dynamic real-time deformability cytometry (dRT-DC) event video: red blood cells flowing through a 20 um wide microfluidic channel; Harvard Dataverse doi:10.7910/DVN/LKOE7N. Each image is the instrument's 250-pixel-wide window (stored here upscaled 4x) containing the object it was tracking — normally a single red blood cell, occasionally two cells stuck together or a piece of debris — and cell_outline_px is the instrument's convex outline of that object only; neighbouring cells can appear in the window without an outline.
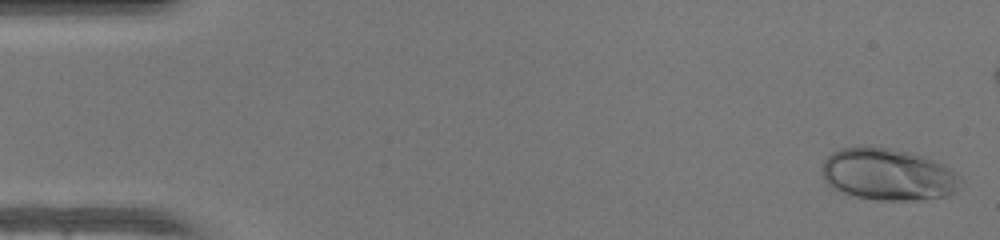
{"species": "human", "species_latin": "Homo sapiens", "temperature_condition": "warm", "stored_images_in_passage": 44, "camera_frame_rate_fps": 3000, "um_per_image_px": 0.085, "donor": {"sex": "female"}, "frame": {"image": 1, "passage_image": 2, "time_ms": 0.333, "image_size_px": [1000, 240], "cell_outline_px": [[960, 180], [956, 192], [944, 196], [908, 200], [884, 200], [856, 196], [840, 192], [832, 188], [828, 184], [820, 168], [824, 160], [832, 152], [840, 148], [892, 148], [908, 152], [944, 164], [956, 172]], "centroid_in_image_um": [75.46, 14.83], "position_along_channel_um": 9.5, "area_um2": 41.27}}
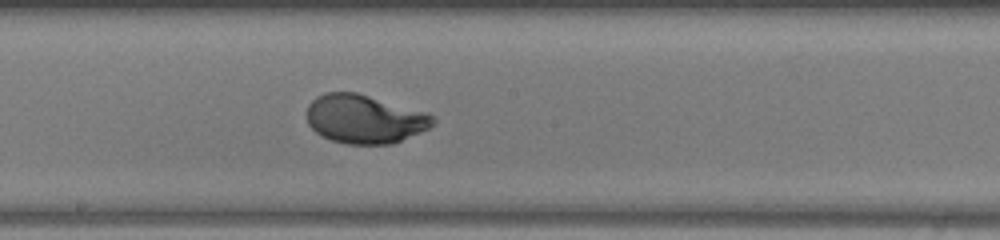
{"frame": {"image": 2, "passage_image": 27, "time_ms": 8.667, "image_size_px": [1000, 240], "cell_outline_px": [[436, 120], [428, 128], [392, 144], [348, 144], [332, 140], [316, 132], [308, 124], [308, 104], [316, 96], [324, 92], [356, 92], [424, 112], [432, 116]], "centroid_in_image_um": [30.95, 10.11], "position_along_channel_um": 217.3, "area_um2": 35.26}}
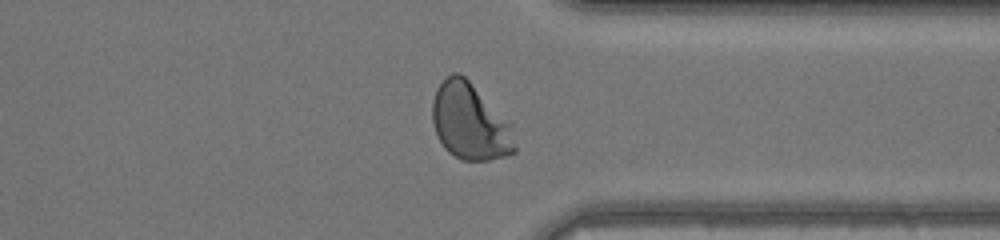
{"frame": {"image": 3, "passage_image": 38, "time_ms": 12.333, "image_size_px": [1000, 240], "cell_outline_px": [[516, 152], [504, 156], [488, 160], [460, 160], [448, 152], [444, 148], [436, 132], [432, 120], [432, 104], [436, 88], [452, 72], [460, 72], [512, 124], [516, 148]], "centroid_in_image_um": [39.95, 10.37], "position_along_channel_um": 371.5, "area_um2": 36.65}}